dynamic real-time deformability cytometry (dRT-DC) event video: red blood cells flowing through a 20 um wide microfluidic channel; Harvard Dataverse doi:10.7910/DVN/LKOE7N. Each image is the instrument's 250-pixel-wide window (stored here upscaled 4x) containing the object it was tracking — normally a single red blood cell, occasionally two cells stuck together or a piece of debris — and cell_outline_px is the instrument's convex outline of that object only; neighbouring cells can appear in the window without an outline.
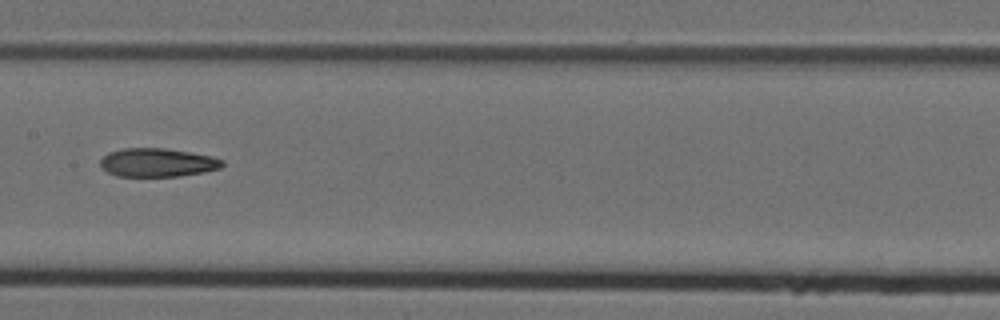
{"species": "Egyptian fruit bat (a non-hibernating species)", "species_latin": "Rousettus aegyptiacus", "temperature_condition": "cold", "stored_images_in_passage": 7, "camera_frame_rate_fps": 3000, "um_per_image_px": 0.085, "animal": {"sex": "female"}, "frame": {"image": 1, "passage_image": 6, "time_ms": 1.667, "image_size_px": [1000, 320], "cell_outline_px": [[224, 164], [220, 168], [204, 172], [180, 176], [116, 176], [108, 172], [100, 164], [100, 160], [108, 152], [124, 148], [164, 148], [212, 156], [224, 160]], "centroid_in_image_um": [13.4, 13.81], "position_along_channel_um": 194.0, "area_um2": 20.23}}
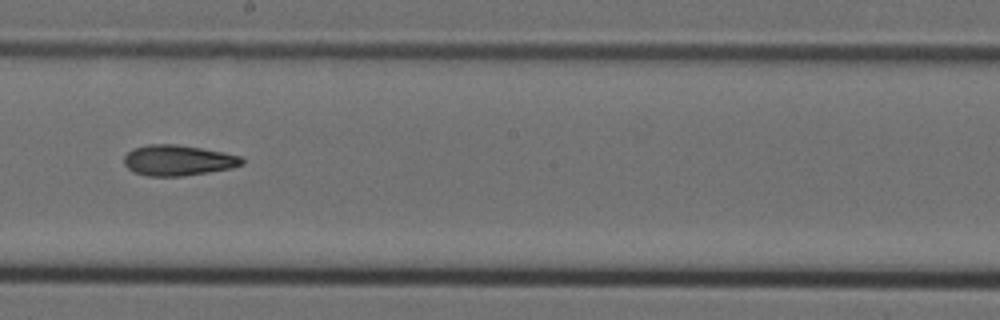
{"frame": {"image": 2, "passage_image": 7, "time_ms": 2.0, "image_size_px": [1000, 320], "cell_outline_px": [[244, 164], [232, 168], [184, 176], [148, 176], [132, 172], [124, 164], [124, 156], [132, 148], [148, 144], [176, 144], [224, 152], [240, 156], [244, 160]], "centroid_in_image_um": [15.12, 13.63], "position_along_channel_um": 233.1, "area_um2": 21.15}}